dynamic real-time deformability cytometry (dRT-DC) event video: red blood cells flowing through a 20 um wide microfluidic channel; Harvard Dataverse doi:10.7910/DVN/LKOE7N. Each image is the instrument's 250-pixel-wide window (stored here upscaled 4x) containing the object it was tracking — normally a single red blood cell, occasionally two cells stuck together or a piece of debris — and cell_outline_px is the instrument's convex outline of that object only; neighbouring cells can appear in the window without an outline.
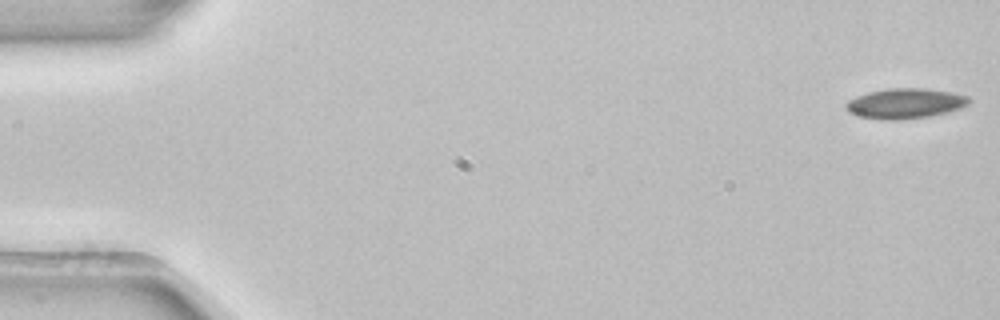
{"species": "common noctule bat (a hibernating species)", "species_latin": "Nyctalus noctula", "temperature_condition": "room temperature", "stored_images_in_passage": 4, "camera_frame_rate_fps": 3000, "um_per_image_px": 0.085, "animal": {"sex": "female", "body_mass_g": 22.7, "forearm_length_mm": 54.2}, "frame": {"image": 1, "passage_image": 1, "time_ms": 0.0, "image_size_px": [1000, 320], "cell_outline_px": [[972, 100], [968, 104], [960, 108], [948, 112], [928, 116], [900, 120], [884, 120], [860, 116], [848, 112], [844, 104], [848, 100], [856, 96], [868, 92], [888, 88], [928, 88], [952, 92], [968, 96]], "centroid_in_image_um": [76.94, 8.78], "position_along_channel_um": 8.1, "area_um2": 21.79}}
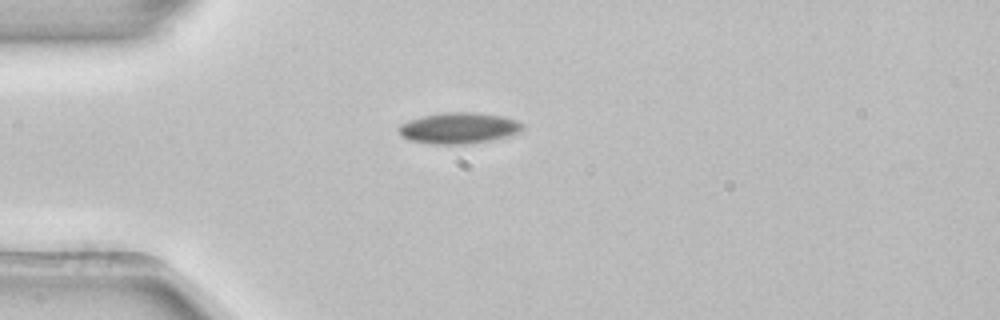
{"frame": {"image": 2, "passage_image": 4, "time_ms": 1.0, "image_size_px": [1000, 320], "cell_outline_px": [[524, 128], [520, 132], [492, 140], [464, 144], [432, 144], [408, 140], [400, 136], [396, 128], [400, 124], [424, 116], [444, 112], [476, 112], [500, 116], [516, 120], [524, 124]], "centroid_in_image_um": [38.97, 10.89], "position_along_channel_um": 46.0, "area_um2": 22.43}}